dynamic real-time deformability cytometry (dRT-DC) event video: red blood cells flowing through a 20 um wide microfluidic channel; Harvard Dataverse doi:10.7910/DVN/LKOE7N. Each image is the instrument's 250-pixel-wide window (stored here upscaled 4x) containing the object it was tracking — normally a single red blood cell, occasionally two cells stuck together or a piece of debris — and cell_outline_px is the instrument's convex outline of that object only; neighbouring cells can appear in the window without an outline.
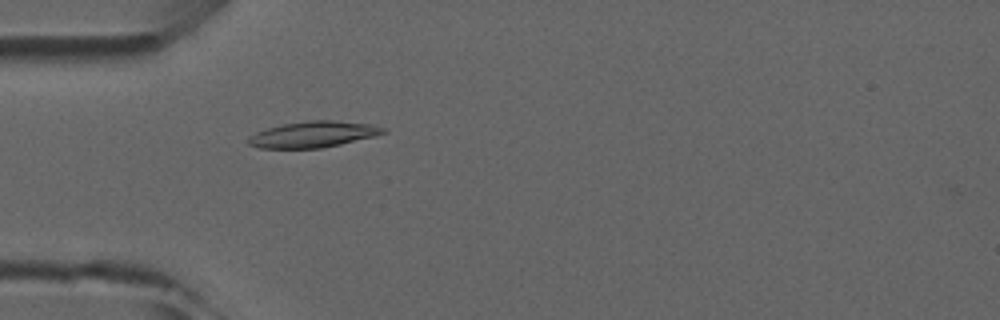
{"species": "common noctule bat (a hibernating species)", "species_latin": "Nyctalus noctula", "temperature_condition": "room temperature", "stored_images_in_passage": 3, "camera_frame_rate_fps": 3000, "um_per_image_px": 0.085, "animal": {"sex": "male", "forearm_length_mm": 52.5}, "frame": {"image": 1, "passage_image": 3, "time_ms": 2.333, "image_size_px": [1000, 320], "cell_outline_px": [[388, 132], [376, 136], [340, 144], [320, 148], [260, 148], [248, 144], [248, 136], [256, 132], [268, 128], [284, 124], [308, 120], [332, 120], [372, 124], [388, 128]], "centroid_in_image_um": [26.67, 11.41], "position_along_channel_um": 58.3, "area_um2": 20.58}}